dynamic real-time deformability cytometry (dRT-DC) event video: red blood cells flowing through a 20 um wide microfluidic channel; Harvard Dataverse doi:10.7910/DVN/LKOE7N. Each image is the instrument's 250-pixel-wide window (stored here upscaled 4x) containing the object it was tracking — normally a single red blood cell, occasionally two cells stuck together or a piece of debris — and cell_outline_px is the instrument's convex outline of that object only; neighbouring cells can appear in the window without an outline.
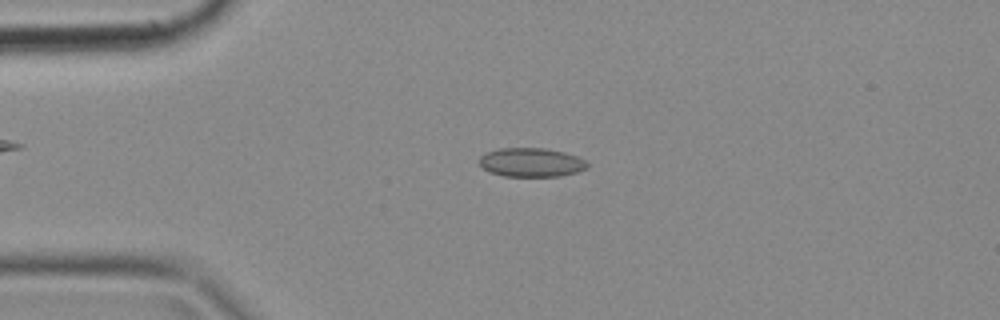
{"species": "common noctule bat (a hibernating species)", "species_latin": "Nyctalus noctula", "temperature_condition": "cold", "stored_images_in_passage": 48, "camera_frame_rate_fps": 3000, "um_per_image_px": 0.085, "animal": {"sex": "female", "body_mass_g": 18.4}, "frame": {"image": 1, "passage_image": 10, "time_ms": 3.0, "image_size_px": [1000, 320], "cell_outline_px": [[588, 164], [584, 168], [576, 172], [556, 176], [504, 176], [488, 172], [476, 160], [480, 156], [488, 152], [500, 148], [544, 148], [564, 152], [576, 156], [584, 160]], "centroid_in_image_um": [45.09, 13.8], "position_along_channel_um": 39.9, "area_um2": 18.03}}
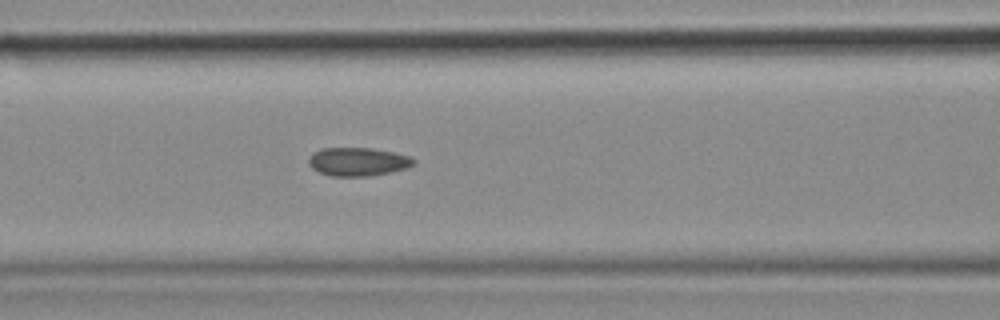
{"frame": {"image": 2, "passage_image": 19, "time_ms": 6.0, "image_size_px": [1000, 320], "cell_outline_px": [[416, 164], [404, 168], [388, 172], [368, 176], [332, 176], [320, 172], [312, 168], [308, 164], [308, 160], [316, 152], [324, 148], [372, 148], [412, 156], [416, 160]], "centroid_in_image_um": [30.46, 13.74], "position_along_channel_um": 136.1, "area_um2": 17.17}}
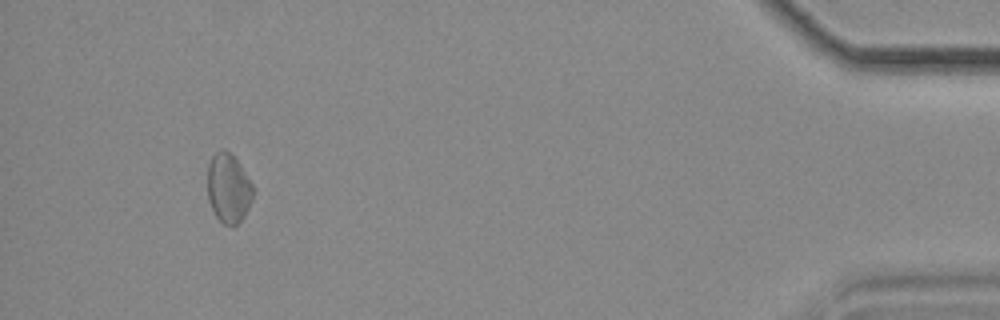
{"frame": {"image": 3, "passage_image": 45, "time_ms": 14.667, "image_size_px": [1000, 320], "cell_outline_px": [[252, 196], [248, 208], [244, 216], [236, 224], [224, 224], [216, 216], [208, 200], [208, 164], [212, 156], [216, 152], [224, 148], [232, 152], [240, 164], [252, 184]], "centroid_in_image_um": [19.4, 15.94], "position_along_channel_um": 415.8, "area_um2": 18.21}}